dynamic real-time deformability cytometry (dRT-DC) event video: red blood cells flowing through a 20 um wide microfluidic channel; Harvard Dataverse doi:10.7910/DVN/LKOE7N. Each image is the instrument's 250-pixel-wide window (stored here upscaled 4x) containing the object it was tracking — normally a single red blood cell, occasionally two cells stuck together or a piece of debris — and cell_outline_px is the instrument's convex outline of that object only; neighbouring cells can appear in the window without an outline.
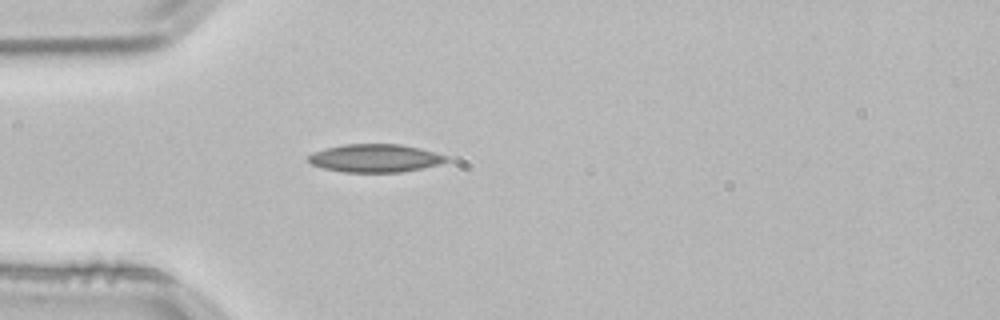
{"species": "common noctule bat (a hibernating species)", "species_latin": "Nyctalus noctula", "temperature_condition": "room temperature", "stored_images_in_passage": 4, "segment_of_instrument_passage": [1, 2], "camera_frame_rate_fps": 3000, "um_per_image_px": 0.085, "animal": {"sex": "male", "body_mass_g": 21.5, "forearm_length_mm": 52.0}, "frame": {"image": 1, "passage_image": 3, "time_ms": 0.667, "image_size_px": [1000, 320], "cell_outline_px": [[452, 160], [420, 168], [400, 172], [344, 172], [324, 168], [312, 164], [308, 160], [308, 156], [324, 148], [344, 144], [400, 144], [420, 148], [448, 156]], "centroid_in_image_um": [31.9, 13.43], "position_along_channel_um": 53.1, "area_um2": 22.37}}